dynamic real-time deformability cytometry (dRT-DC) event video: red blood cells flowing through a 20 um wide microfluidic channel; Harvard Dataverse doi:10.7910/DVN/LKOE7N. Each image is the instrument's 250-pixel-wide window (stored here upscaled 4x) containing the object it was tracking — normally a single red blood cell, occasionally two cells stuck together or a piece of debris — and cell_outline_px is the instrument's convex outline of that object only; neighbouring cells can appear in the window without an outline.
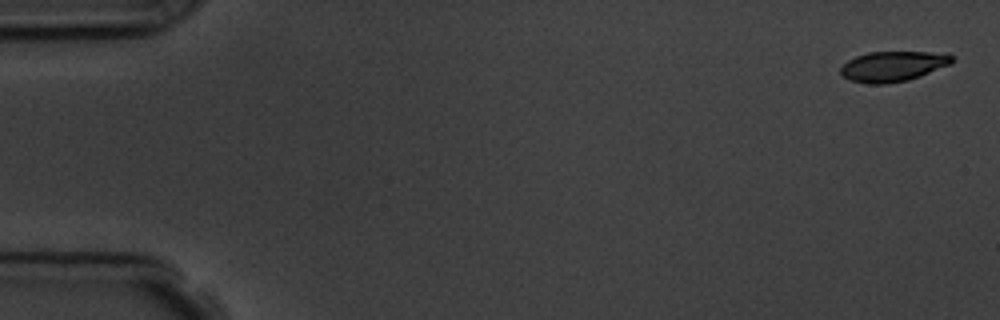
{"species": "common noctule bat (a hibernating species)", "species_latin": "Nyctalus noctula", "temperature_condition": "room temperature", "stored_images_in_passage": 10, "camera_frame_rate_fps": 3000, "um_per_image_px": 0.085, "animal": {"sex": "male", "body_mass_g": 19.5, "forearm_length_mm": 54.6}, "frame": {"image": 1, "passage_image": 1, "time_ms": 0.0, "image_size_px": [1000, 320], "cell_outline_px": [[956, 60], [952, 64], [920, 76], [908, 80], [884, 84], [868, 84], [852, 80], [844, 76], [840, 72], [840, 68], [848, 60], [856, 56], [868, 52], [948, 52]], "centroid_in_image_um": [75.97, 5.62], "position_along_channel_um": 9.0, "area_um2": 19.77}}
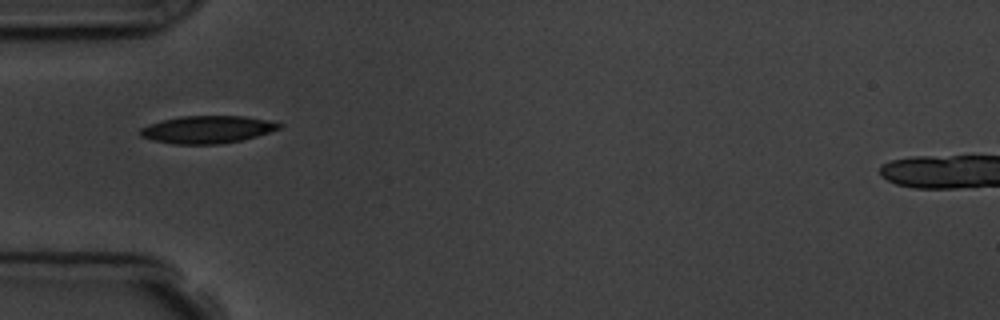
{"frame": {"image": 2, "passage_image": 5, "time_ms": 5.333, "image_size_px": [1000, 320], "cell_outline_px": [[284, 124], [280, 128], [256, 136], [240, 140], [220, 144], [172, 144], [152, 140], [140, 136], [140, 128], [148, 124], [180, 116], [244, 116], [268, 120]], "centroid_in_image_um": [17.6, 11.01], "position_along_channel_um": 67.4, "area_um2": 22.2}}
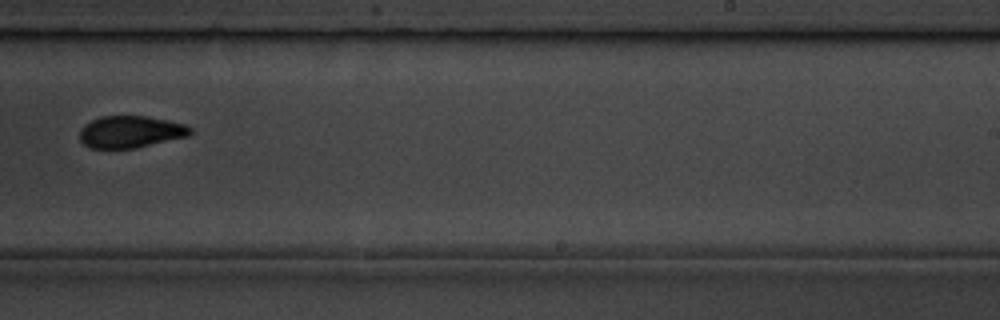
{"frame": {"image": 3, "passage_image": 10, "time_ms": 11.0, "image_size_px": [1000, 320], "cell_outline_px": [[192, 132], [188, 136], [136, 148], [88, 148], [80, 140], [80, 128], [84, 124], [100, 116], [148, 116], [168, 120], [184, 124], [192, 128]], "centroid_in_image_um": [11.08, 11.2], "position_along_channel_um": 277.9, "area_um2": 20.69}}